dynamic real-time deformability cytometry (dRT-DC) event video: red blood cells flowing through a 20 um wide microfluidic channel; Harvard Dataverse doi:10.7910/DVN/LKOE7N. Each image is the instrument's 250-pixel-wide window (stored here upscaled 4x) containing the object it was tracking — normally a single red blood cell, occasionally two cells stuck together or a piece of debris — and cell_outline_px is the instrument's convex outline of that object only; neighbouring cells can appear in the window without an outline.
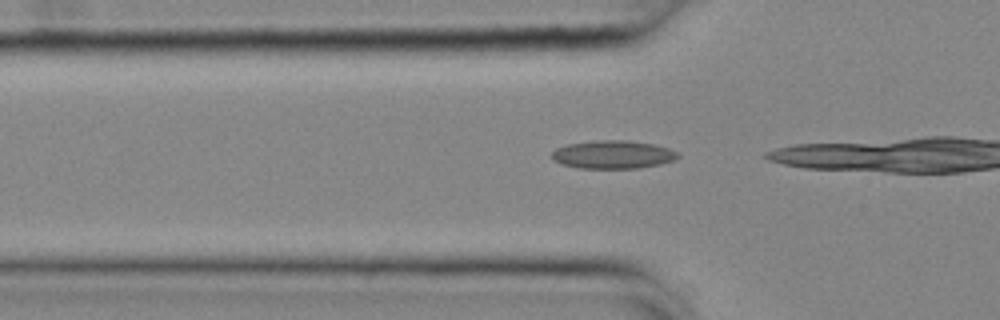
{"species": "common noctule bat (a hibernating species)", "species_latin": "Nyctalus noctula", "temperature_condition": "cold", "stored_images_in_passage": 5, "camera_frame_rate_fps": 3000, "um_per_image_px": 0.085, "animal": {"sex": "female", "body_mass_g": 25.1}, "frame": {"image": 1, "passage_image": 2, "time_ms": 0.333, "image_size_px": [1000, 320], "cell_outline_px": [[680, 156], [672, 160], [660, 164], [636, 168], [576, 168], [552, 160], [552, 152], [556, 148], [568, 144], [592, 140], [624, 140], [652, 144], [668, 148], [676, 152]], "centroid_in_image_um": [52.05, 13.13], "position_along_channel_um": 73.7, "area_um2": 20.52}}